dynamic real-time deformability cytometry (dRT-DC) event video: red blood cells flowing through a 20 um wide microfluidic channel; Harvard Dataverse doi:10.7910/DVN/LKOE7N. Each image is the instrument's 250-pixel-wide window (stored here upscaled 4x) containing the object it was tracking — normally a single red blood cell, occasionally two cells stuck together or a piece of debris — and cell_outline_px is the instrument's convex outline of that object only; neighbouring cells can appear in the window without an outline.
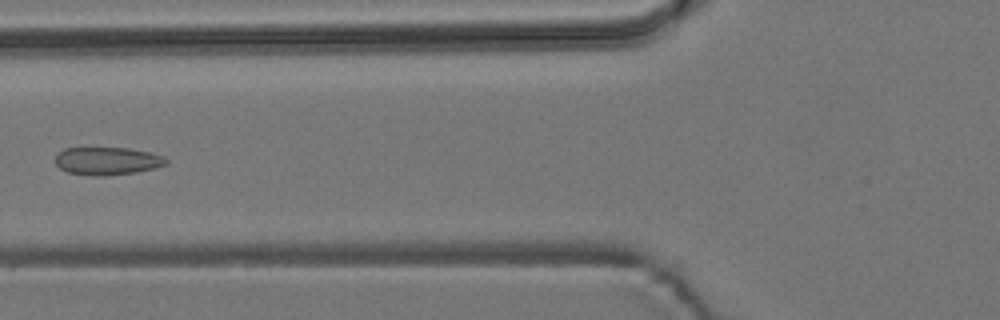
{"species": "common noctule bat (a hibernating species)", "species_latin": "Nyctalus noctula", "temperature_condition": "room temperature", "stored_images_in_passage": 6, "camera_frame_rate_fps": 3000, "um_per_image_px": 0.085, "animal": {"sex": "male", "body_mass_g": 19.2, "forearm_length_mm": 51.8}, "frame": {"image": 1, "passage_image": 6, "time_ms": 6.0, "image_size_px": [1000, 320], "cell_outline_px": [[168, 164], [156, 168], [136, 172], [108, 176], [92, 176], [68, 172], [60, 168], [56, 164], [56, 156], [64, 148], [128, 148], [152, 152], [164, 156], [168, 160]], "centroid_in_image_um": [9.17, 13.69], "position_along_channel_um": 116.6, "area_um2": 18.15}}